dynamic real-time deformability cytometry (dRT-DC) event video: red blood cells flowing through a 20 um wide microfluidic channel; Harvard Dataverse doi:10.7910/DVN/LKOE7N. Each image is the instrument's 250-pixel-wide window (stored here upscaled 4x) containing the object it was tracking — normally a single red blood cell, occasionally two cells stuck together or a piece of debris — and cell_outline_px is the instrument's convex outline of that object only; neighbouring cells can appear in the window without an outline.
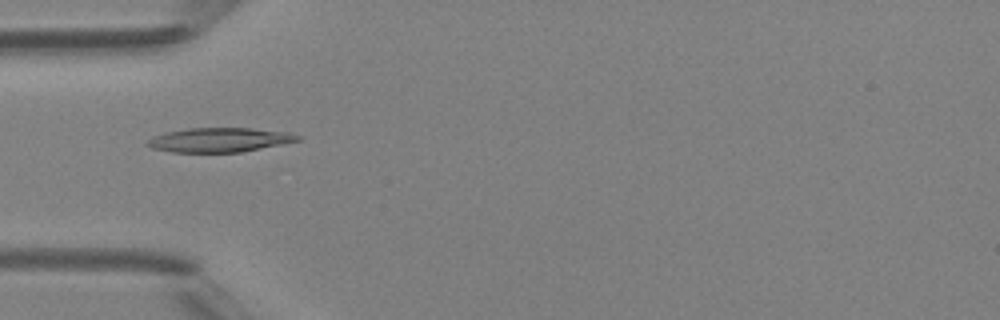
{"species": "Egyptian fruit bat (a non-hibernating species)", "species_latin": "Rousettus aegyptiacus", "temperature_condition": "room temperature", "stored_images_in_passage": 2, "camera_frame_rate_fps": 3000, "um_per_image_px": 0.085, "animal": {"sex": "female"}, "frame": {"image": 1, "passage_image": 2, "time_ms": 1.0, "image_size_px": [1000, 320], "cell_outline_px": [[304, 136], [300, 140], [240, 152], [172, 152], [152, 148], [144, 144], [152, 136], [164, 132], [188, 128], [252, 128], [288, 132]], "centroid_in_image_um": [18.63, 11.88], "position_along_channel_um": 66.4, "area_um2": 21.33}}